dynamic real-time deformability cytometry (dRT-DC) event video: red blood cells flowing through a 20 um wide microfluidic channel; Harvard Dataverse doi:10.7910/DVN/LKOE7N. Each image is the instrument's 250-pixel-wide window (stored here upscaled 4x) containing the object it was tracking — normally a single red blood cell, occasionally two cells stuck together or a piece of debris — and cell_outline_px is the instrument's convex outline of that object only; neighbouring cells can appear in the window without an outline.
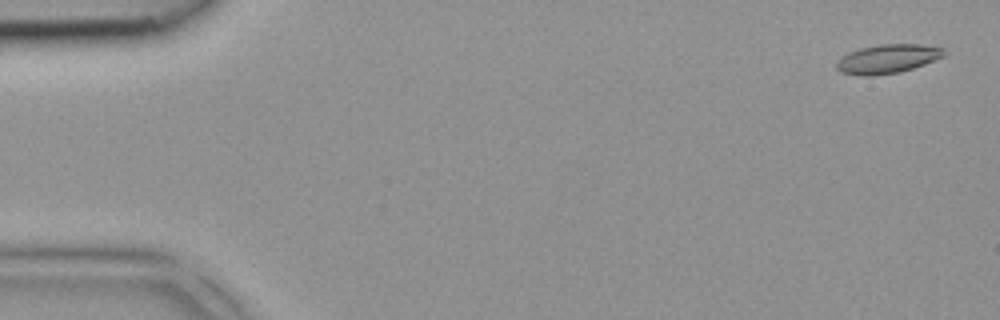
{"species": "common noctule bat (a hibernating species)", "species_latin": "Nyctalus noctula", "temperature_condition": "room temperature", "stored_images_in_passage": 4, "camera_frame_rate_fps": 3000, "um_per_image_px": 0.085, "animal": {"sex": "female", "body_mass_g": 18.4}, "frame": {"image": 1, "passage_image": 1, "time_ms": 0.0, "image_size_px": [1000, 320], "cell_outline_px": [[944, 56], [924, 64], [900, 72], [872, 76], [860, 76], [840, 72], [836, 68], [836, 64], [848, 52], [860, 48], [880, 44], [920, 44], [944, 48]], "centroid_in_image_um": [75.43, 5.0], "position_along_channel_um": 9.6, "area_um2": 18.03}}
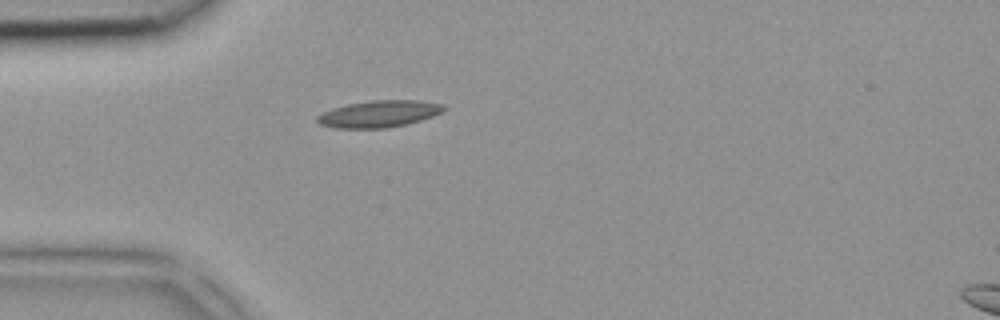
{"frame": {"image": 2, "passage_image": 4, "time_ms": 1.0, "image_size_px": [1000, 320], "cell_outline_px": [[448, 108], [432, 116], [408, 124], [388, 128], [336, 128], [320, 124], [316, 120], [316, 116], [332, 108], [348, 104], [372, 100], [416, 100], [440, 104]], "centroid_in_image_um": [32.19, 9.68], "position_along_channel_um": 52.8, "area_um2": 19.65}}